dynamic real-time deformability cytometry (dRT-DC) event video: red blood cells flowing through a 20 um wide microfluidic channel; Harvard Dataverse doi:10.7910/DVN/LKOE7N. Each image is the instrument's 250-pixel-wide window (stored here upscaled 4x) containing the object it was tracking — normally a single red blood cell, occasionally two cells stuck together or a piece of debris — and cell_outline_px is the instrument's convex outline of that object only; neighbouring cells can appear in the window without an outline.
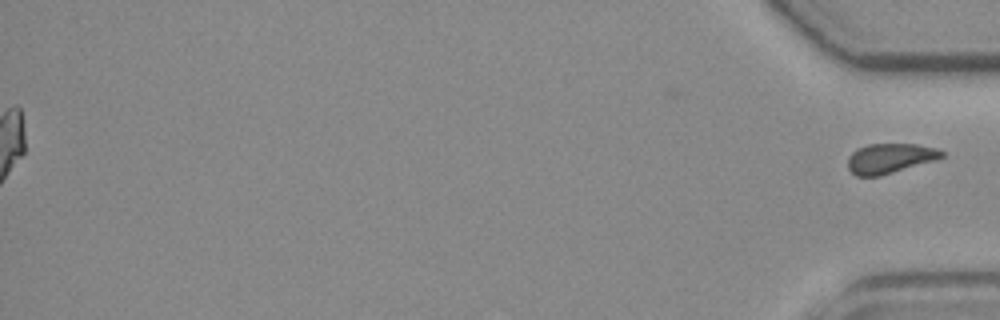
{"species": "common noctule bat (a hibernating species)", "species_latin": "Nyctalus noctula", "temperature_condition": "room temperature", "stored_images_in_passage": 55, "segment_of_instrument_passage": [2, 2], "camera_frame_rate_fps": 3000, "um_per_image_px": 0.085, "animal": {"sex": "female", "body_mass_g": 19.3, "forearm_length_mm": 54.1}, "frame": {"image": 1, "passage_image": 55, "time_ms": 18.0, "image_size_px": [1000, 320], "cell_outline_px": [[944, 156], [932, 160], [880, 176], [856, 176], [848, 168], [848, 156], [856, 148], [868, 144], [916, 144], [936, 148], [944, 152]], "centroid_in_image_um": [75.58, 13.45], "position_along_channel_um": 359.6, "area_um2": 16.13}}